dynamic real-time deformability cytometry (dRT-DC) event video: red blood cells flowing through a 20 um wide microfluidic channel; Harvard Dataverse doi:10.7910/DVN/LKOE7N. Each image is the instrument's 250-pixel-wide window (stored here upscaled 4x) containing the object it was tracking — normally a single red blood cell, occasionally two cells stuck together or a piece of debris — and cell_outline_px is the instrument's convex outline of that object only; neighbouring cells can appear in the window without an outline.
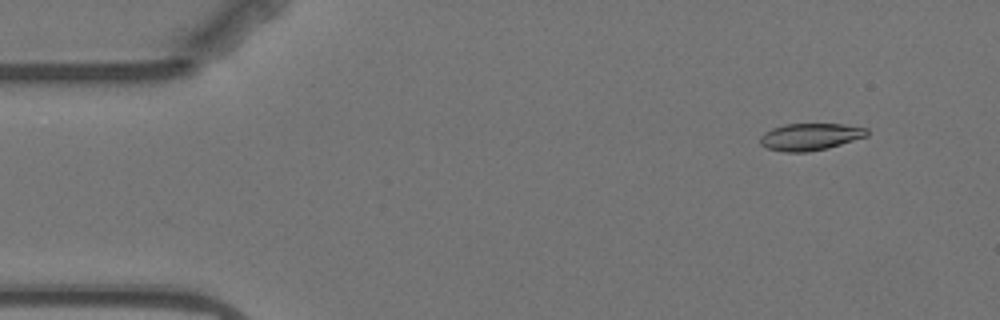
{"species": "Egyptian fruit bat (a non-hibernating species)", "species_latin": "Rousettus aegyptiacus", "temperature_condition": "warm", "stored_images_in_passage": 6, "segment_of_instrument_passage": [1, 2], "camera_frame_rate_fps": 3000, "um_per_image_px": 0.085, "animal": {"sex": "female"}, "frame": {"image": 1, "passage_image": 2, "time_ms": 1.333, "image_size_px": [1000, 320], "cell_outline_px": [[868, 136], [828, 148], [808, 152], [784, 152], [768, 148], [760, 144], [760, 136], [764, 132], [772, 128], [784, 124], [844, 124], [868, 128]], "centroid_in_image_um": [68.87, 11.62], "position_along_channel_um": 16.1, "area_um2": 16.94}}
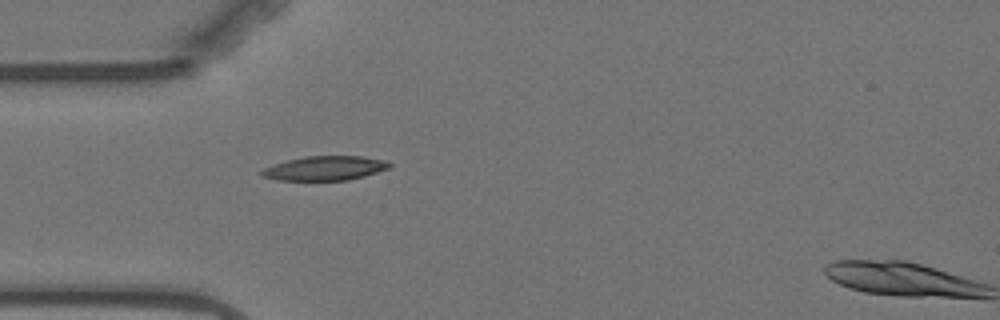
{"frame": {"image": 2, "passage_image": 5, "time_ms": 5.0, "image_size_px": [1000, 320], "cell_outline_px": [[392, 168], [364, 176], [348, 180], [276, 180], [260, 176], [260, 172], [264, 168], [288, 160], [304, 156], [364, 156], [384, 160], [392, 164]], "centroid_in_image_um": [27.65, 14.3], "position_along_channel_um": 57.3, "area_um2": 18.15}}